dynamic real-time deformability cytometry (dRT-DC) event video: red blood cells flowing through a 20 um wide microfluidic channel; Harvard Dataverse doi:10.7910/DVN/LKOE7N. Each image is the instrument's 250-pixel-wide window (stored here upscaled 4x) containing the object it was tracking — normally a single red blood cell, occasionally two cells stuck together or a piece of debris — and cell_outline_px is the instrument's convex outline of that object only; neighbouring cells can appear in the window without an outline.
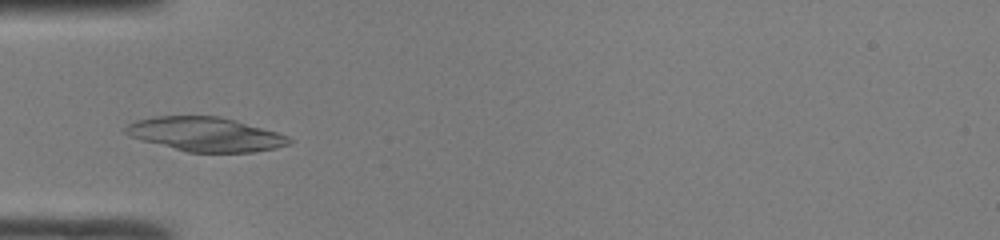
{"species": "common noctule bat (a hibernating species)", "species_latin": "Nyctalus noctula", "temperature_condition": "room temperature", "stored_images_in_passage": 9, "camera_frame_rate_fps": 3000, "um_per_image_px": 0.085, "animal": {"sex": "male", "body_mass_g": 19.0, "forearm_length_mm": 50.8}, "frame": {"image": 1, "passage_image": 2, "time_ms": 0.333, "image_size_px": [1000, 240], "cell_outline_px": [[292, 144], [276, 148], [252, 152], [188, 152], [140, 140], [128, 136], [124, 132], [124, 128], [128, 124], [136, 120], [156, 116], [220, 116], [276, 132], [288, 136], [292, 140]], "centroid_in_image_um": [17.44, 11.42], "position_along_channel_um": 67.6, "area_um2": 32.48}}